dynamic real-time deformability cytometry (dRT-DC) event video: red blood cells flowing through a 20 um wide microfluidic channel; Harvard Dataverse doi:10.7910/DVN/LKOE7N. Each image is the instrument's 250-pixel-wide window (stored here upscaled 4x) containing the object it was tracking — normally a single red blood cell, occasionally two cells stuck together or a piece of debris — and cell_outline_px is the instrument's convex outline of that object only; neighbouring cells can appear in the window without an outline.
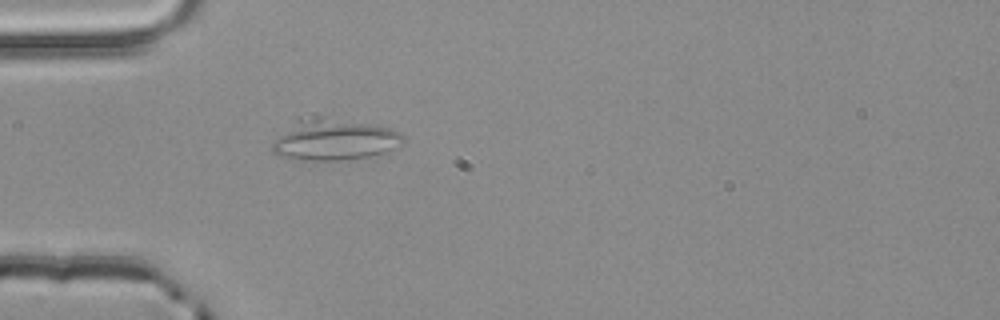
{"species": "common noctule bat (a hibernating species)", "species_latin": "Nyctalus noctula", "temperature_condition": "room temperature", "stored_images_in_passage": 2, "camera_frame_rate_fps": 3000, "um_per_image_px": 0.085, "animal": {"sex": "male", "body_mass_g": 20.4}, "frame": {"image": 1, "passage_image": 2, "time_ms": 0.333, "image_size_px": [1000, 320], "cell_outline_px": [[404, 144], [384, 152], [368, 156], [340, 160], [304, 160], [280, 156], [272, 152], [272, 144], [296, 116], [316, 112], [320, 112], [392, 128], [400, 132], [404, 136]], "centroid_in_image_um": [28.39, 11.77], "position_along_channel_um": 56.6, "area_um2": 33.0}}